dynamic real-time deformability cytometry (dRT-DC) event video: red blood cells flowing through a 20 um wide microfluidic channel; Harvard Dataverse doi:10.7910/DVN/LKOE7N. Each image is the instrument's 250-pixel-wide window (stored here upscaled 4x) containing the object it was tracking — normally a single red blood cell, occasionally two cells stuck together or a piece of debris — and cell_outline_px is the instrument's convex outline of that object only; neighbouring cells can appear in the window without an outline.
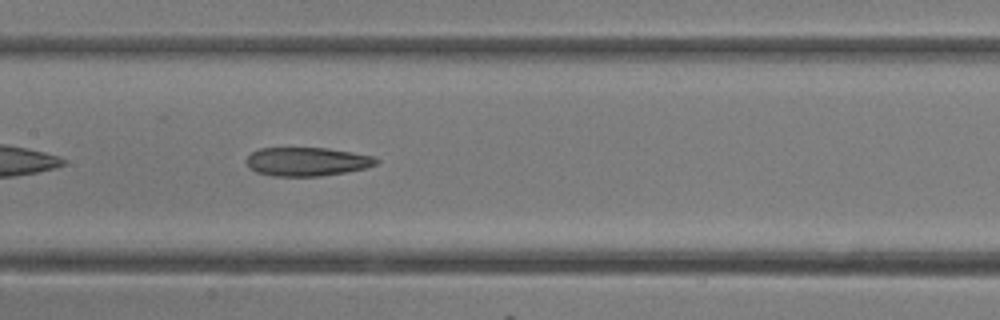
{"species": "common noctule bat (a hibernating species)", "species_latin": "Nyctalus noctula", "temperature_condition": "room temperature", "stored_images_in_passage": 13, "camera_frame_rate_fps": 3000, "um_per_image_px": 0.085, "animal": {"sex": "female"}, "frame": {"image": 1, "passage_image": 13, "time_ms": 4.0, "image_size_px": [1000, 320], "cell_outline_px": [[380, 160], [376, 164], [364, 168], [344, 172], [320, 176], [272, 176], [256, 172], [248, 168], [248, 156], [252, 152], [260, 148], [328, 148], [352, 152], [372, 156]], "centroid_in_image_um": [26.08, 13.74], "position_along_channel_um": 181.3, "area_um2": 21.56}}